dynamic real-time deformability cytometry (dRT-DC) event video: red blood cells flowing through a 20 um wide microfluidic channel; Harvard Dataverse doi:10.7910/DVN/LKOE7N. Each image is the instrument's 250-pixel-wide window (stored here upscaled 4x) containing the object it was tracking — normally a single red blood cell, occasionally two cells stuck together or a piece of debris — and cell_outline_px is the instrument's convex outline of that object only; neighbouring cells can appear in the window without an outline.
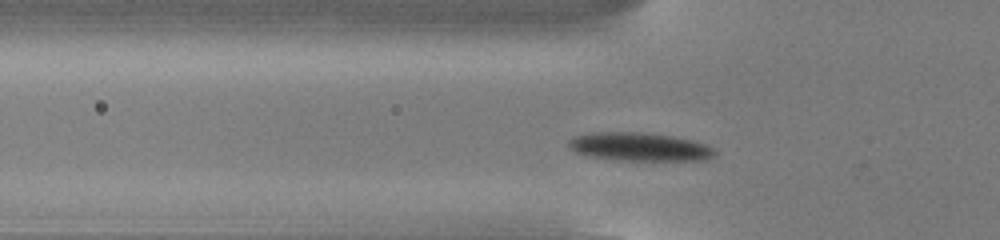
{"species": "common noctule bat (a hibernating species)", "species_latin": "Nyctalus noctula", "temperature_condition": "cold", "stored_images_in_passage": 45, "camera_frame_rate_fps": 3000, "um_per_image_px": 0.085, "animal": {"sex": "male", "body_mass_g": 13.0, "forearm_length_mm": 53.1}, "frame": {"image": 1, "passage_image": 9, "time_ms": 2.667, "image_size_px": [1000, 240], "cell_outline_px": [[716, 152], [708, 160], [620, 160], [584, 156], [576, 152], [568, 144], [568, 140], [576, 136], [592, 132], [640, 132], [672, 136], [692, 140], [704, 144], [712, 148]], "centroid_in_image_um": [54.33, 12.48], "position_along_channel_um": 71.5, "area_um2": 24.04}}
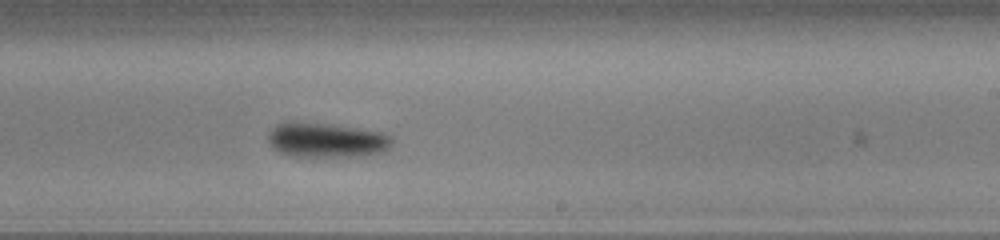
{"frame": {"image": 2, "passage_image": 24, "time_ms": 7.667, "image_size_px": [1000, 240], "cell_outline_px": [[392, 144], [384, 152], [360, 156], [288, 156], [272, 148], [268, 140], [268, 132], [276, 124], [284, 120], [292, 120], [352, 128], [380, 132], [392, 136]], "centroid_in_image_um": [27.67, 11.9], "position_along_channel_um": 261.3, "area_um2": 25.09}}
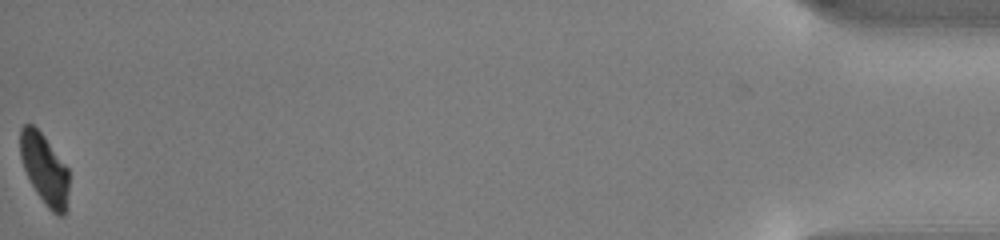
{"frame": {"image": 3, "passage_image": 45, "time_ms": 14.667, "image_size_px": [1000, 240], "cell_outline_px": [[68, 208], [64, 216], [60, 216], [52, 212], [44, 204], [36, 192], [24, 168], [20, 156], [20, 128], [24, 124], [32, 124], [44, 136], [68, 168]], "centroid_in_image_um": [3.8, 14.41], "position_along_channel_um": 431.4, "area_um2": 20.06}, "authors_computed_cell_mechanics": {"area_um2": 23.6402, "velocity_mm_per_s": 3.8144, "shape_relaxation_time_tau1_ms": 1.8216, "shape_relaxation_time_tau2_ms": null, "deformation_change_tau1": 0.0913, "deformation_change_tau2": null}}